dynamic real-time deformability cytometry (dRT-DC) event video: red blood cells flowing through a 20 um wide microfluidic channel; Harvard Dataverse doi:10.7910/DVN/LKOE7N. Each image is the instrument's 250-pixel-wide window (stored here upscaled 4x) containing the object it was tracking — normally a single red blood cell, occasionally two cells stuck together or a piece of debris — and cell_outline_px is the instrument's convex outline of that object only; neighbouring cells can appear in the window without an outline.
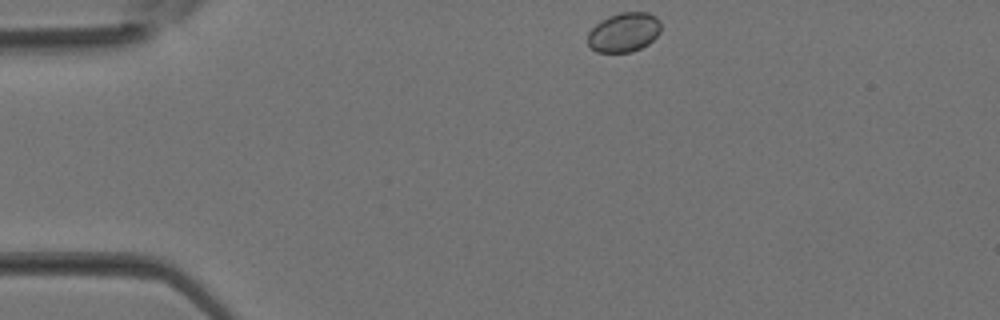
{"species": "Egyptian fruit bat (a non-hibernating species)", "species_latin": "Rousettus aegyptiacus", "temperature_condition": "room temperature", "stored_images_in_passage": 30, "camera_frame_rate_fps": 3000, "um_per_image_px": 0.085, "animal": {"sex": "female"}, "frame": {"image": 1, "passage_image": 1, "time_ms": 0.0, "image_size_px": [1000, 320], "cell_outline_px": [[660, 32], [648, 44], [632, 52], [596, 52], [588, 44], [588, 32], [596, 24], [608, 16], [620, 12], [648, 12], [656, 16], [660, 20]], "centroid_in_image_um": [53.04, 2.73], "position_along_channel_um": 32.0, "area_um2": 16.82}}
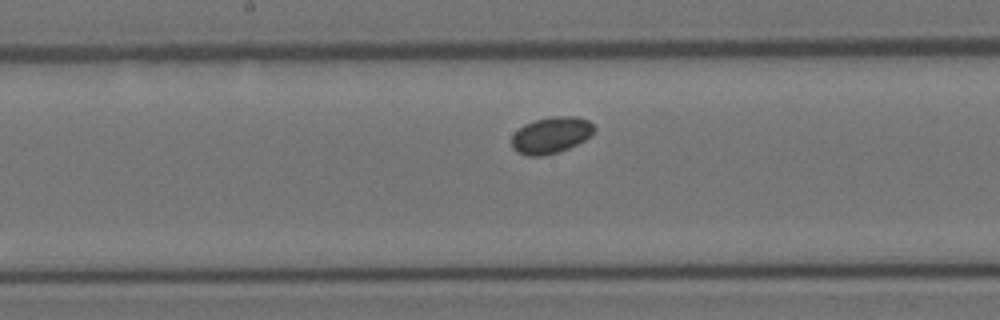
{"frame": {"image": 2, "passage_image": 13, "time_ms": 4.0, "image_size_px": [1000, 320], "cell_outline_px": [[596, 128], [584, 140], [568, 148], [556, 152], [540, 156], [528, 156], [516, 152], [512, 148], [512, 136], [524, 124], [536, 120], [552, 116], [576, 116], [588, 120]], "centroid_in_image_um": [46.82, 11.48], "position_along_channel_um": 201.4, "area_um2": 17.28}}
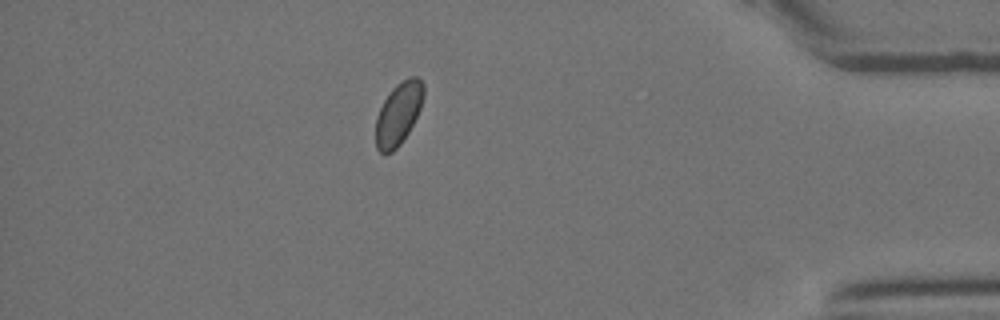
{"frame": {"image": 3, "passage_image": 26, "time_ms": 8.333, "image_size_px": [1000, 320], "cell_outline_px": [[424, 96], [420, 108], [408, 132], [400, 144], [392, 152], [384, 156], [376, 148], [376, 116], [384, 100], [392, 88], [396, 84], [408, 76], [420, 76], [424, 84]], "centroid_in_image_um": [33.87, 9.64], "position_along_channel_um": 401.3, "area_um2": 17.57}}